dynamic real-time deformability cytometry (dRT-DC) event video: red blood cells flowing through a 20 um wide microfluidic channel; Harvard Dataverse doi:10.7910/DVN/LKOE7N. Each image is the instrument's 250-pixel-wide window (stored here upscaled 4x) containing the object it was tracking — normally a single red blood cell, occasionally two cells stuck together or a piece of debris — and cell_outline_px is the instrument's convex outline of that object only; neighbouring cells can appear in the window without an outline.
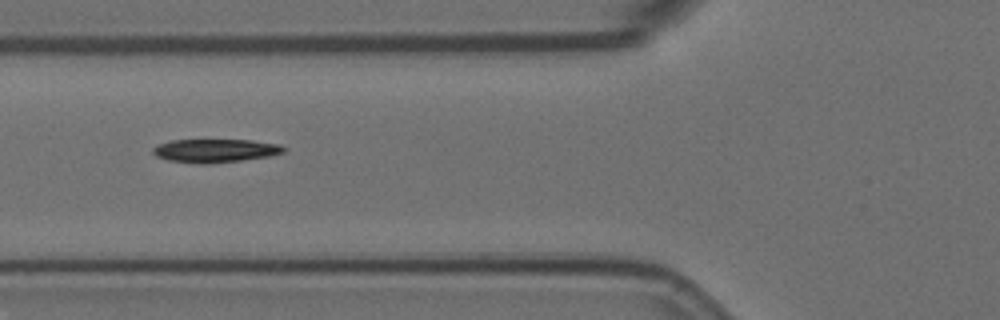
{"species": "Egyptian fruit bat (a non-hibernating species)", "species_latin": "Rousettus aegyptiacus", "temperature_condition": "room temperature", "stored_images_in_passage": 14, "segment_of_instrument_passage": [2, 2], "camera_frame_rate_fps": 3000, "um_per_image_px": 0.085, "animal": {"sex": "female"}, "frame": {"image": 1, "passage_image": 5, "time_ms": 1.333, "image_size_px": [1000, 320], "cell_outline_px": [[284, 152], [268, 156], [240, 160], [208, 164], [200, 164], [168, 160], [156, 156], [152, 152], [152, 148], [160, 144], [172, 140], [252, 140], [280, 144], [284, 148]], "centroid_in_image_um": [18.27, 12.8], "position_along_channel_um": 107.5, "area_um2": 17.69}}
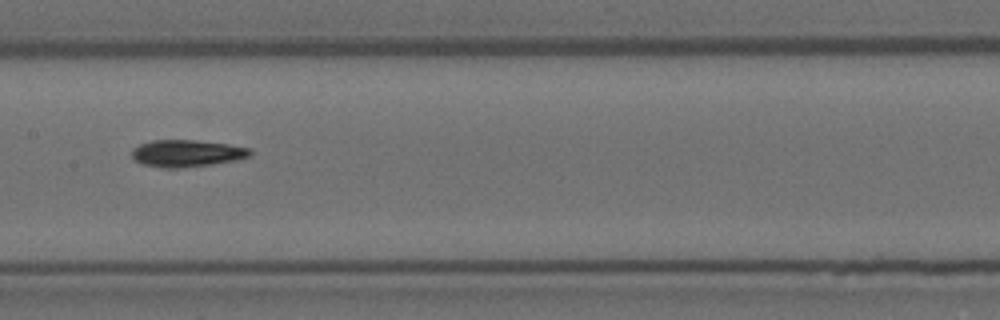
{"frame": {"image": 2, "passage_image": 7, "time_ms": 2.0, "image_size_px": [1000, 320], "cell_outline_px": [[252, 156], [236, 160], [212, 164], [184, 168], [160, 168], [144, 164], [136, 160], [132, 156], [132, 148], [140, 144], [152, 140], [196, 140], [228, 144], [252, 148]], "centroid_in_image_um": [15.91, 13.03], "position_along_channel_um": 191.5, "area_um2": 18.79}}
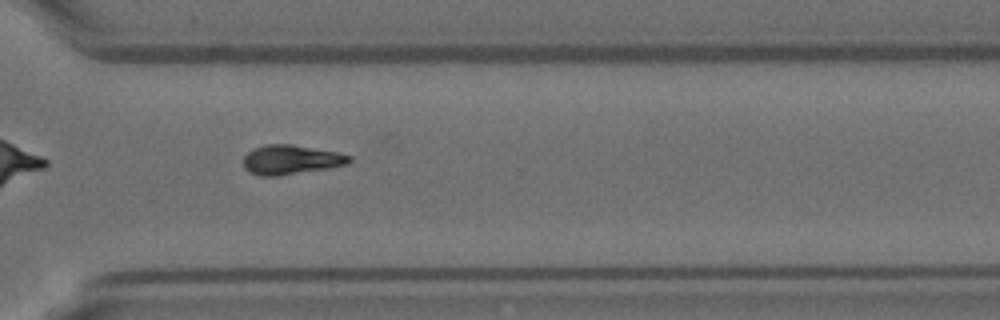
{"frame": {"image": 3, "passage_image": 11, "time_ms": 3.333, "image_size_px": [1000, 320], "cell_outline_px": [[352, 160], [348, 164], [328, 168], [276, 176], [260, 176], [248, 172], [244, 168], [244, 156], [252, 148], [264, 144], [292, 144], [336, 152], [352, 156]], "centroid_in_image_um": [24.7, 13.57], "position_along_channel_um": 345.9, "area_um2": 18.21}}